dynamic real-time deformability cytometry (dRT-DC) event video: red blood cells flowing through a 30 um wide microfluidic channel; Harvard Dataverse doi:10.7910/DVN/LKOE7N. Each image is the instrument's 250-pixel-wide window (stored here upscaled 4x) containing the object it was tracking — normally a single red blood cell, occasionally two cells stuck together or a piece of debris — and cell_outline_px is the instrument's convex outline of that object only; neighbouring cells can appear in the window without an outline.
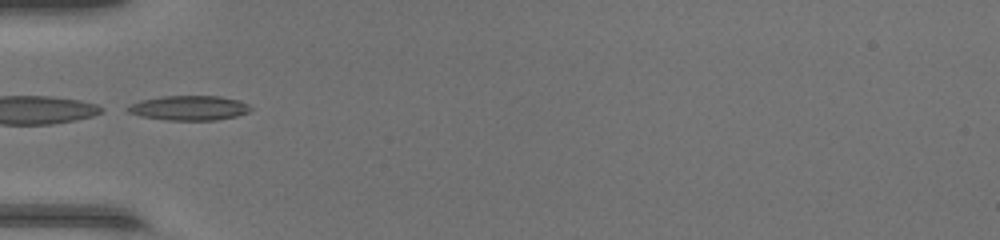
{"species": "common noctule bat (a hibernating species)", "species_latin": "Nyctalus noctula", "temperature_condition": "warm", "stored_images_in_passage": 30, "camera_frame_rate_fps": 3000, "um_per_image_px": 0.085, "animal": {"sex": "female", "body_mass_g": 17.0, "forearm_length_mm": 48.0}, "frame": {"image": 1, "passage_image": 1, "time_ms": 0.0, "image_size_px": [1000, 240], "cell_outline_px": [[252, 108], [248, 112], [236, 116], [216, 120], [168, 120], [140, 116], [128, 112], [124, 108], [140, 100], [164, 96], [220, 96], [240, 100], [248, 104]], "centroid_in_image_um": [16.08, 9.17], "position_along_channel_um": 68.9, "area_um2": 17.69}}
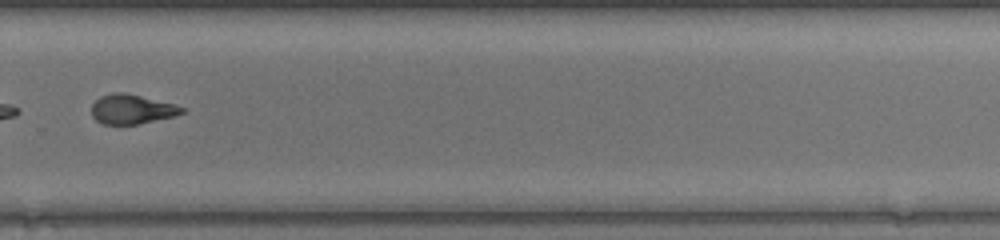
{"frame": {"image": 2, "passage_image": 18, "time_ms": 5.667, "image_size_px": [1000, 240], "cell_outline_px": [[184, 112], [172, 116], [136, 124], [104, 124], [96, 120], [92, 116], [92, 104], [100, 96], [116, 92], [124, 92], [172, 104], [184, 108]], "centroid_in_image_um": [11.14, 9.28], "position_along_channel_um": 318.7, "area_um2": 15.09}, "authors_computed_cell_mechanics": {"area_um2": 16.1551, "velocity_mm_per_s": 4.4175, "shape_relaxation_time_tau1_ms": null, "shape_relaxation_time_tau2_ms": 3.1218, "deformation_change_tau1": null, "deformation_change_tau2": 0.1002}}